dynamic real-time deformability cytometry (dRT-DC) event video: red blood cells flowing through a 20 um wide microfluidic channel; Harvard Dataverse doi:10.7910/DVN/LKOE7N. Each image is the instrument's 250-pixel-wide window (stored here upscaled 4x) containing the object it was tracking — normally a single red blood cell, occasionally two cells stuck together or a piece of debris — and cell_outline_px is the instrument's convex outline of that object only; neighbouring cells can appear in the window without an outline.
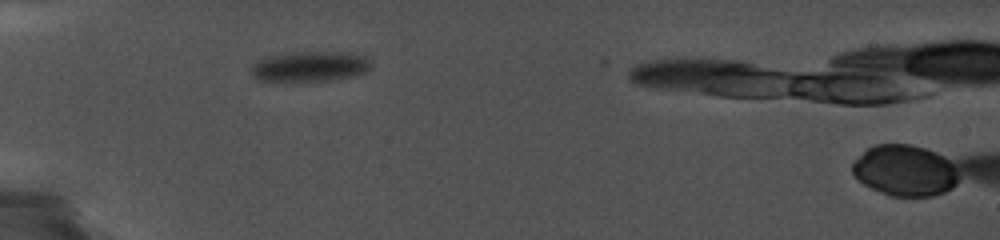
{"species": "common noctule bat (a hibernating species)", "species_latin": "Nyctalus noctula", "temperature_condition": "cold", "stored_images_in_passage": 4, "camera_frame_rate_fps": 5000, "um_per_image_px": 0.085, "animal": {"sex": "female", "body_mass_g": 19.0, "forearm_length_mm": 56.7}, "frame": {"image": 1, "passage_image": 1, "time_ms": 0.0, "image_size_px": [1000, 240], "cell_outline_px": [[372, 68], [368, 72], [360, 76], [328, 80], [256, 80], [252, 76], [252, 64], [268, 56], [292, 52], [348, 52], [368, 56], [372, 60]], "centroid_in_image_um": [26.47, 5.63], "position_along_channel_um": 58.5, "area_um2": 21.39}}